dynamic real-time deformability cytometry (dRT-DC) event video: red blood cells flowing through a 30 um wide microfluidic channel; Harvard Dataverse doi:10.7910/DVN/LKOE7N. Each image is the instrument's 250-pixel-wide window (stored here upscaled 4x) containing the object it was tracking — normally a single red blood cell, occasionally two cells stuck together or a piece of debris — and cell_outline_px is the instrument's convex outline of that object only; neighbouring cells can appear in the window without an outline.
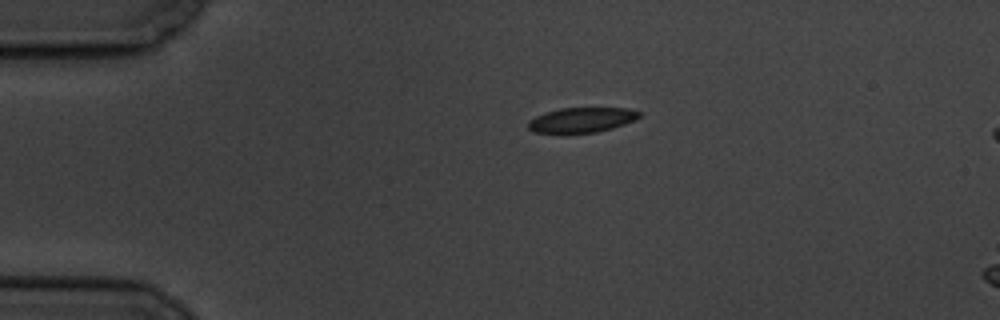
{"species": "common noctule bat (a hibernating species)", "species_latin": "Nyctalus noctula", "temperature_condition": "cold", "stored_images_in_passage": 3, "camera_frame_rate_fps": 3000, "um_per_image_px": 0.085, "animal": {"sex": "male", "body_mass_g": 19.5, "forearm_length_mm": 54.6}, "frame": {"image": 1, "passage_image": 1, "time_ms": 0.0, "image_size_px": [1000, 320], "cell_outline_px": [[640, 116], [636, 120], [612, 128], [596, 132], [564, 136], [560, 136], [532, 132], [528, 128], [528, 120], [536, 116], [560, 108], [628, 108], [640, 112]], "centroid_in_image_um": [49.37, 10.25], "position_along_channel_um": 35.6, "area_um2": 16.88}}